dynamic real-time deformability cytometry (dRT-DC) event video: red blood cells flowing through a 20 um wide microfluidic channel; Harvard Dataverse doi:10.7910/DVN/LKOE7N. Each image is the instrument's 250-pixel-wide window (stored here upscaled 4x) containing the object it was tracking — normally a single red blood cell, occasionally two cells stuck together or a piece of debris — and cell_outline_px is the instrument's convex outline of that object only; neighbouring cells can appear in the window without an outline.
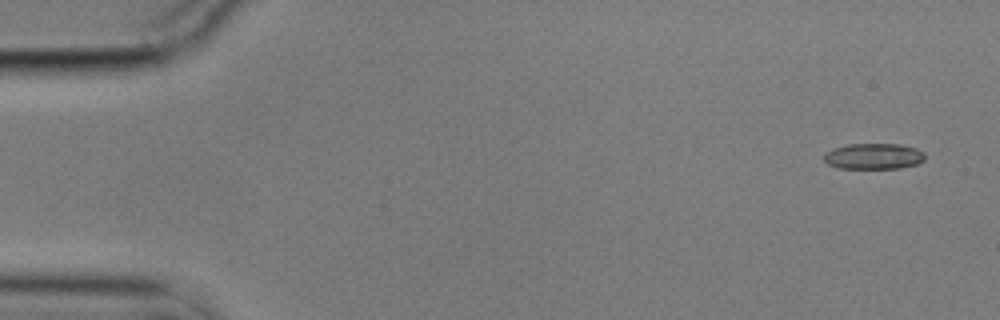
{"species": "common noctule bat (a hibernating species)", "species_latin": "Nyctalus noctula", "temperature_condition": "cold", "stored_images_in_passage": 55, "camera_frame_rate_fps": 3000, "um_per_image_px": 0.085, "animal": {"sex": "male", "body_mass_g": 17.9}, "frame": {"image": 1, "passage_image": 1, "time_ms": 0.0, "image_size_px": [1000, 320], "cell_outline_px": [[924, 160], [916, 164], [900, 168], [840, 168], [828, 164], [824, 160], [824, 152], [832, 148], [848, 144], [900, 144], [916, 148], [924, 152]], "centroid_in_image_um": [74.24, 13.27], "position_along_channel_um": 10.8, "area_um2": 15.26}}
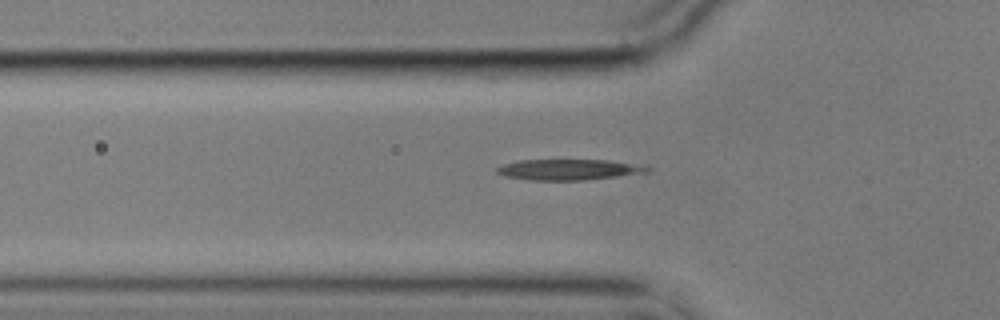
{"frame": {"image": 2, "passage_image": 17, "time_ms": 5.333, "image_size_px": [1000, 320], "cell_outline_px": [[652, 168], [648, 172], [616, 176], [580, 180], [528, 180], [504, 176], [496, 172], [496, 168], [504, 164], [520, 160], [608, 160]], "centroid_in_image_um": [48.25, 14.42], "position_along_channel_um": 77.5, "area_um2": 17.8}}
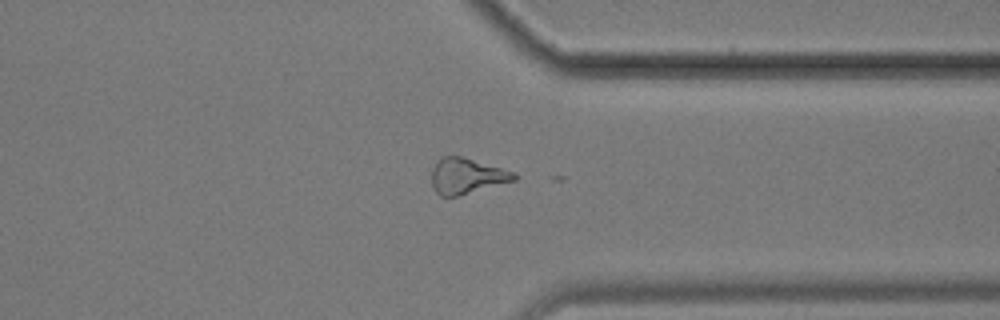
{"frame": {"image": 3, "passage_image": 42, "time_ms": 13.667, "image_size_px": [1000, 320], "cell_outline_px": [[520, 176], [516, 180], [456, 196], [440, 196], [432, 188], [432, 168], [436, 160], [444, 156], [460, 156], [516, 172]], "centroid_in_image_um": [39.67, 14.95], "position_along_channel_um": 371.7, "area_um2": 17.11}}